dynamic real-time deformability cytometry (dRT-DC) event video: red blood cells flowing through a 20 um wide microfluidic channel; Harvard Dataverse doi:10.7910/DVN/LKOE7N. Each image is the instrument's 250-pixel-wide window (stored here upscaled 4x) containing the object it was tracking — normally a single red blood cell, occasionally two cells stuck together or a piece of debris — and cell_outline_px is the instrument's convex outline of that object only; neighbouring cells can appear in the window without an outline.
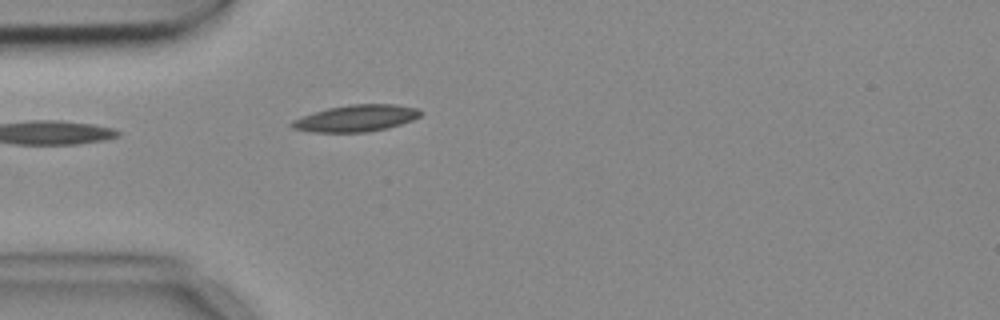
{"species": "common noctule bat (a hibernating species)", "species_latin": "Nyctalus noctula", "temperature_condition": "cold", "stored_images_in_passage": 4, "camera_frame_rate_fps": 3000, "um_per_image_px": 0.085, "animal": {"sex": "female", "body_mass_g": 18.4}, "frame": {"image": 1, "passage_image": 4, "time_ms": 1.0, "image_size_px": [1000, 320], "cell_outline_px": [[424, 112], [420, 116], [412, 120], [388, 128], [368, 132], [312, 132], [292, 128], [288, 124], [292, 120], [312, 112], [328, 108], [348, 104], [396, 104], [416, 108]], "centroid_in_image_um": [30.25, 10.05], "position_along_channel_um": 54.7, "area_um2": 20.17}}